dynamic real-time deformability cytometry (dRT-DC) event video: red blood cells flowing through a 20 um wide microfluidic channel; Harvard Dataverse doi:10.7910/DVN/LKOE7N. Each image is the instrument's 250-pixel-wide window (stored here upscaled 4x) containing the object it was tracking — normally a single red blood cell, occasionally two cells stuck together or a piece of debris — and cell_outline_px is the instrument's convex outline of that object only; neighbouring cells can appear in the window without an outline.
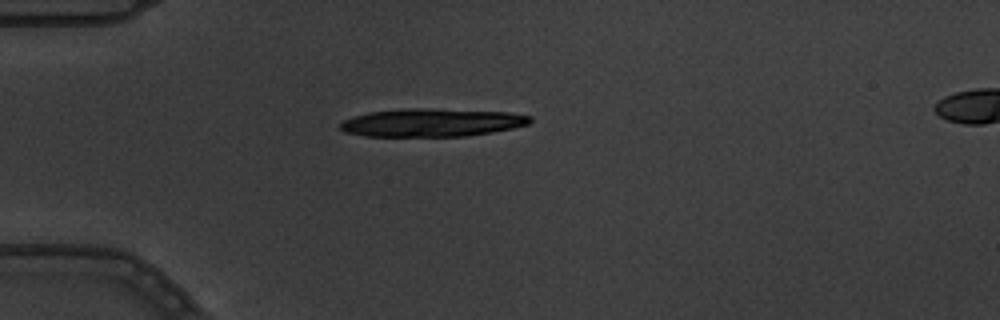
{"species": "common noctule bat (a hibernating species)", "species_latin": "Nyctalus noctula", "temperature_condition": "warm", "stored_images_in_passage": 3, "camera_frame_rate_fps": 3000, "um_per_image_px": 0.085, "animal": {"sex": "male", "body_mass_g": 19.5, "forearm_length_mm": 54.6}, "frame": {"image": 1, "passage_image": 1, "time_ms": 0.0, "image_size_px": [1000, 320], "cell_outline_px": [[532, 120], [528, 124], [512, 128], [492, 132], [464, 136], [364, 136], [344, 132], [340, 128], [340, 124], [344, 120], [352, 116], [368, 112], [404, 108], [420, 108], [508, 112], [532, 116]], "centroid_in_image_um": [36.67, 10.41], "position_along_channel_um": 48.3, "area_um2": 31.04}}